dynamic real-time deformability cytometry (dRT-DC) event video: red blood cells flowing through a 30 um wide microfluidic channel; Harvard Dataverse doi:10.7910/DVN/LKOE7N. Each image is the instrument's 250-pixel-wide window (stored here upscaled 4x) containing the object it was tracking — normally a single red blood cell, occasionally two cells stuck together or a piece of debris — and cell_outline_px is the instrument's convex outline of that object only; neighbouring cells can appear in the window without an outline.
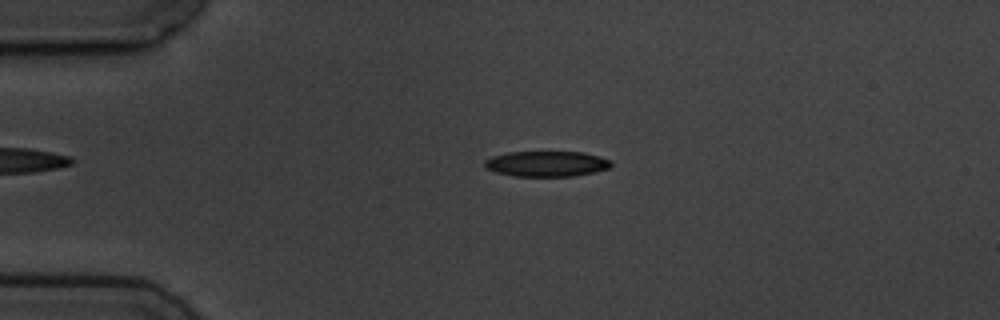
{"species": "common noctule bat (a hibernating species)", "species_latin": "Nyctalus noctula", "temperature_condition": "cold", "stored_images_in_passage": 3, "camera_frame_rate_fps": 3000, "um_per_image_px": 0.085, "animal": {"sex": "male", "body_mass_g": 19.5, "forearm_length_mm": 54.6}, "frame": {"image": 1, "passage_image": 2, "time_ms": 2.0, "image_size_px": [1000, 320], "cell_outline_px": [[612, 164], [608, 168], [596, 172], [572, 176], [516, 176], [496, 172], [488, 168], [484, 164], [484, 160], [492, 156], [508, 152], [584, 152], [600, 156], [612, 160]], "centroid_in_image_um": [46.5, 13.91], "position_along_channel_um": 38.5, "area_um2": 18.79}}